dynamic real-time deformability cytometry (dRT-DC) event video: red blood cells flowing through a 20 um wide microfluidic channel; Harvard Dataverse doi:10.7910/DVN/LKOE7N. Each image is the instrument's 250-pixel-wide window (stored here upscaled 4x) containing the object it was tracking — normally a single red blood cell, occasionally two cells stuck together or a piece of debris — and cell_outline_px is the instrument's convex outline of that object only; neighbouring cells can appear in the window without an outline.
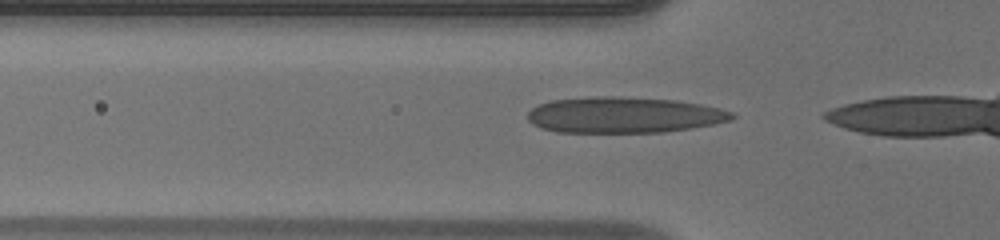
{"species": "human", "species_latin": "Homo sapiens", "temperature_condition": "warm", "stored_images_in_passage": 7, "camera_frame_rate_fps": 3000, "um_per_image_px": 0.085, "donor": {"sex": "male"}, "frame": {"image": 1, "passage_image": 2, "time_ms": 0.333, "image_size_px": [1000, 240], "cell_outline_px": [[736, 116], [728, 120], [712, 124], [664, 132], [556, 132], [540, 128], [532, 124], [528, 120], [528, 112], [532, 108], [540, 104], [552, 100], [596, 96], [620, 96], [676, 100], [700, 104], [720, 108], [732, 112]], "centroid_in_image_um": [52.99, 9.77], "position_along_channel_um": 72.8, "area_um2": 42.71}}
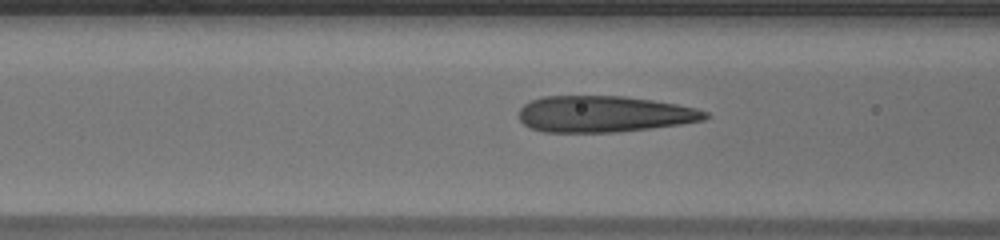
{"frame": {"image": 2, "passage_image": 5, "time_ms": 1.333, "image_size_px": [1000, 240], "cell_outline_px": [[712, 116], [704, 120], [680, 124], [652, 128], [616, 132], [544, 132], [528, 128], [520, 120], [520, 108], [524, 104], [532, 100], [544, 96], [624, 96], [652, 100], [676, 104], [696, 108], [708, 112]], "centroid_in_image_um": [51.36, 9.7], "position_along_channel_um": 115.2, "area_um2": 39.54}}